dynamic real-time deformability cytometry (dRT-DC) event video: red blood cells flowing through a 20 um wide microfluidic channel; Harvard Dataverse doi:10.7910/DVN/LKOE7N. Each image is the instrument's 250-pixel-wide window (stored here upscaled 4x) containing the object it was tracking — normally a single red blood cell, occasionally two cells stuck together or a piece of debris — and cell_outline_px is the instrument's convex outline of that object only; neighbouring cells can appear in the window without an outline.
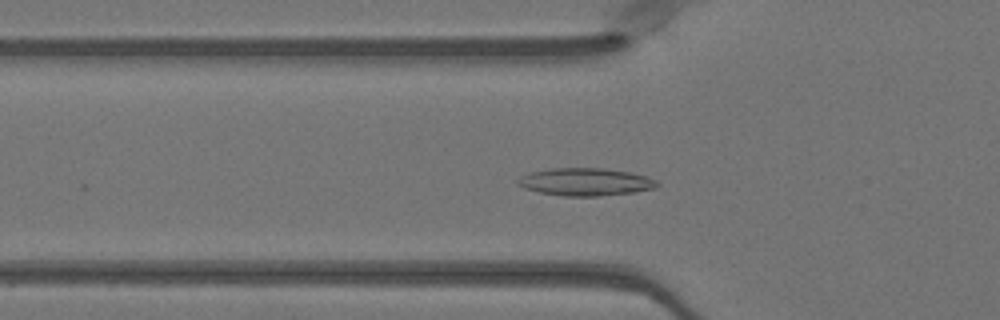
{"species": "Egyptian fruit bat (a non-hibernating species)", "species_latin": "Rousettus aegyptiacus", "temperature_condition": "warm", "stored_images_in_passage": 42, "camera_frame_rate_fps": 3000, "um_per_image_px": 0.085, "animal": {"sex": "female"}, "frame": {"image": 1, "passage_image": 8, "time_ms": 2.333, "image_size_px": [1000, 320], "cell_outline_px": [[660, 184], [656, 188], [632, 192], [596, 196], [564, 196], [540, 192], [524, 188], [516, 184], [516, 180], [520, 176], [528, 172], [552, 168], [604, 168], [628, 172], [644, 176], [656, 180]], "centroid_in_image_um": [49.71, 15.45], "position_along_channel_um": 76.1, "area_um2": 22.37}}
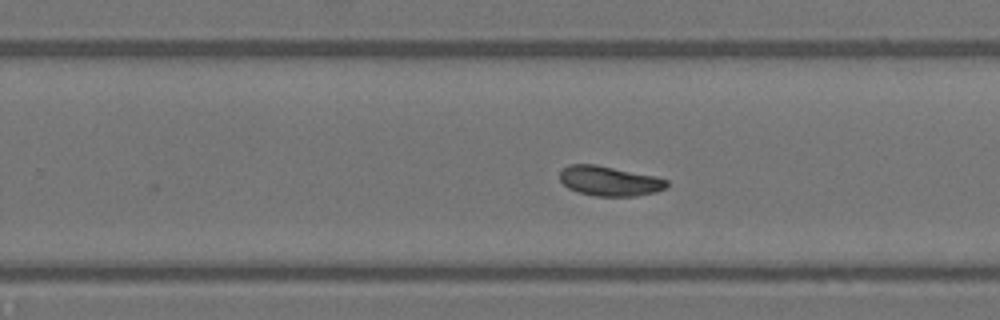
{"frame": {"image": 2, "passage_image": 23, "time_ms": 7.333, "image_size_px": [1000, 320], "cell_outline_px": [[668, 184], [664, 188], [656, 192], [636, 196], [596, 196], [580, 192], [568, 188], [560, 180], [560, 172], [568, 164], [596, 164], [656, 176], [668, 180]], "centroid_in_image_um": [51.81, 15.38], "position_along_channel_um": 278.0, "area_um2": 18.55}}
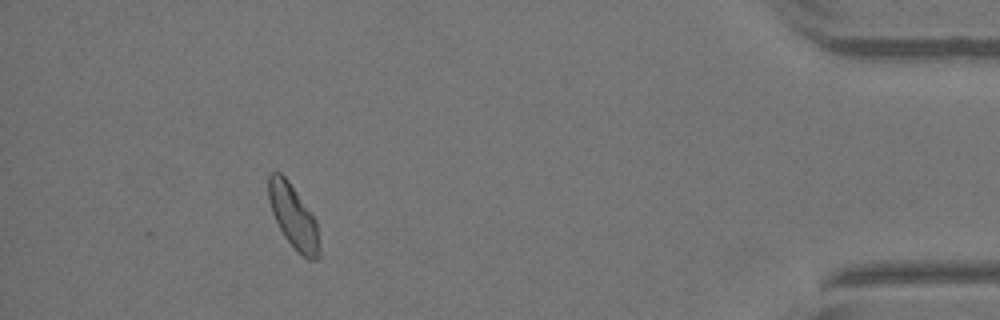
{"frame": {"image": 3, "passage_image": 37, "time_ms": 12.0, "image_size_px": [1000, 320], "cell_outline_px": [[320, 256], [316, 260], [308, 260], [284, 236], [272, 212], [268, 200], [268, 176], [272, 172], [280, 172], [288, 180], [316, 220], [320, 252]], "centroid_in_image_um": [24.93, 18.39], "position_along_channel_um": 410.3, "area_um2": 18.44}}